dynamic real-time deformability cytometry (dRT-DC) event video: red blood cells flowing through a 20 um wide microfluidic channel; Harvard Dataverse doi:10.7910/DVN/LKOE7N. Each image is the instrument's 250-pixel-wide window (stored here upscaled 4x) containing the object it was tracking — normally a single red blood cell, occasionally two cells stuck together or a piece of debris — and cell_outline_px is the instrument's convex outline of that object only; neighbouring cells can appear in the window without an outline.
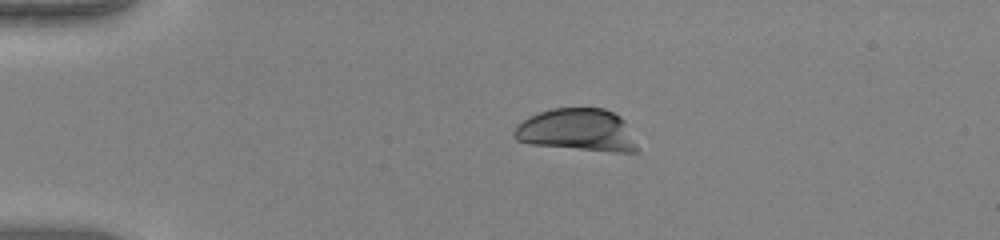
{"species": "human", "species_latin": "Homo sapiens", "temperature_condition": "warm", "stored_images_in_passage": 40, "camera_frame_rate_fps": 3000, "um_per_image_px": 0.085, "donor": {"sex": "female"}, "frame": {"image": 1, "passage_image": 1, "time_ms": 0.0, "image_size_px": [1000, 240], "cell_outline_px": [[640, 152], [612, 152], [528, 144], [516, 140], [512, 136], [512, 132], [516, 124], [540, 112], [552, 108], [604, 108], [620, 116], [628, 124]], "centroid_in_image_um": [49.08, 11.07], "position_along_channel_um": 35.9, "area_um2": 30.75}}
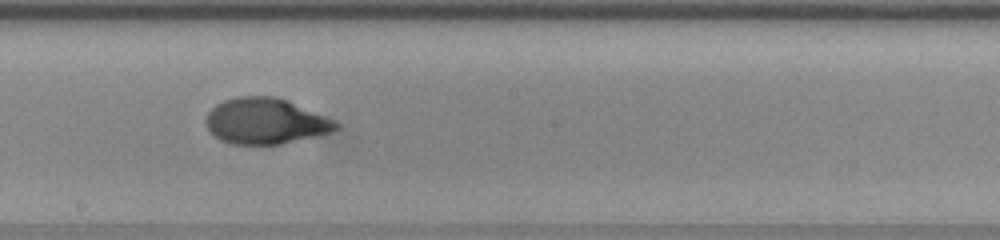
{"frame": {"image": 2, "passage_image": 18, "time_ms": 5.667, "image_size_px": [1000, 240], "cell_outline_px": [[340, 128], [332, 132], [280, 144], [232, 144], [220, 140], [208, 128], [204, 120], [208, 112], [216, 104], [224, 100], [236, 96], [276, 96], [288, 100], [324, 116], [340, 124]], "centroid_in_image_um": [22.55, 10.29], "position_along_channel_um": 225.7, "area_um2": 34.62}}
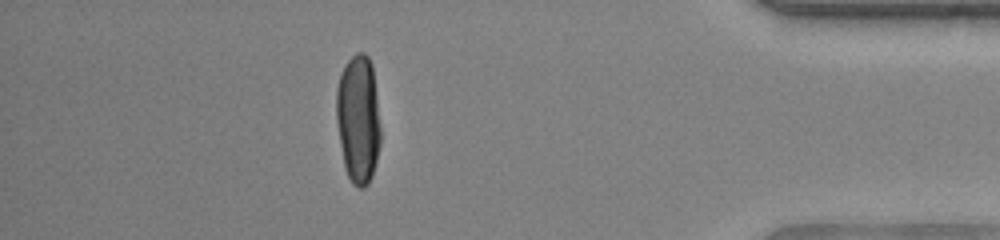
{"frame": {"image": 3, "passage_image": 34, "time_ms": 11.0, "image_size_px": [1000, 240], "cell_outline_px": [[380, 144], [372, 176], [368, 184], [364, 188], [356, 188], [352, 184], [344, 168], [336, 120], [336, 88], [340, 72], [344, 64], [356, 52], [364, 52], [368, 56], [372, 64], [380, 128]], "centroid_in_image_um": [30.43, 10.12], "position_along_channel_um": 404.8, "area_um2": 33.41}, "authors_computed_cell_mechanics": {"area_um2": 34.1887, "velocity_mm_per_s": 4.0869, "shape_relaxation_time_tau1_ms": 5.165, "shape_relaxation_time_tau2_ms": 0.7889, "deformation_change_tau1": 0.2645, "deformation_change_tau2": 0.0382}}